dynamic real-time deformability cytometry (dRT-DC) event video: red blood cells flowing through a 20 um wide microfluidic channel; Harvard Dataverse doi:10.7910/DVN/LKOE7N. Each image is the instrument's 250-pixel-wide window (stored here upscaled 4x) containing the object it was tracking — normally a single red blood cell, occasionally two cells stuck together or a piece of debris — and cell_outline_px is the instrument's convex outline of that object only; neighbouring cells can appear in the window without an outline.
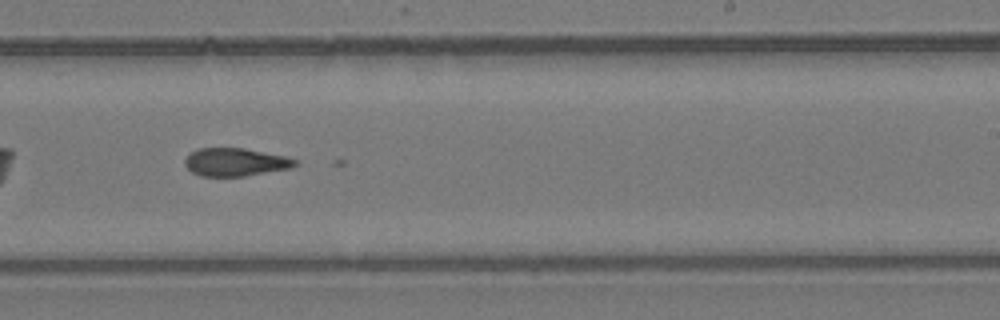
{"species": "common noctule bat (a hibernating species)", "species_latin": "Nyctalus noctula", "temperature_condition": "room temperature", "stored_images_in_passage": 28, "camera_frame_rate_fps": 3000, "um_per_image_px": 0.085, "animal": {"sex": "female", "body_mass_g": 24.6, "forearm_length_mm": 56.2}, "frame": {"image": 1, "passage_image": 15, "time_ms": 4.667, "image_size_px": [1000, 320], "cell_outline_px": [[300, 164], [292, 168], [244, 176], [200, 176], [192, 172], [184, 164], [184, 160], [192, 152], [200, 148], [244, 148], [284, 156], [296, 160]], "centroid_in_image_um": [20.03, 13.78], "position_along_channel_um": 269.0, "area_um2": 17.92}}
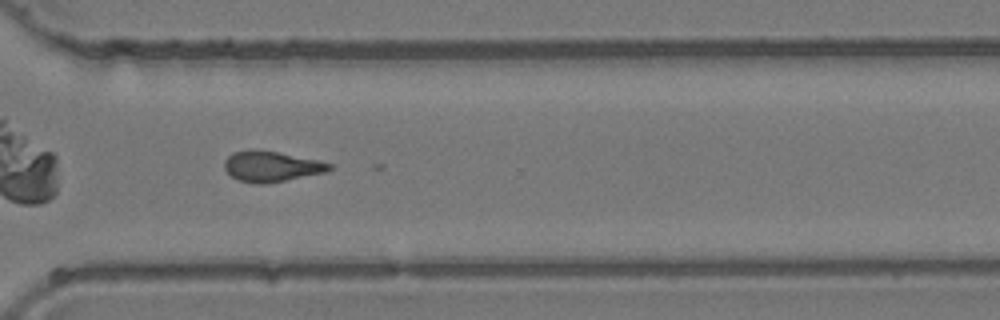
{"frame": {"image": 2, "passage_image": 20, "time_ms": 6.333, "image_size_px": [1000, 320], "cell_outline_px": [[332, 168], [328, 172], [264, 184], [256, 184], [236, 180], [224, 168], [224, 160], [232, 152], [248, 148], [256, 148], [316, 160], [332, 164]], "centroid_in_image_um": [23.01, 14.13], "position_along_channel_um": 347.6, "area_um2": 18.84}}